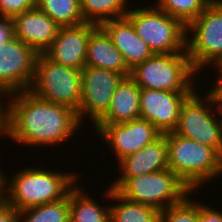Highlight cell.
<instances>
[{"label":"cell","mask_w":222,"mask_h":222,"mask_svg":"<svg viewBox=\"0 0 222 222\" xmlns=\"http://www.w3.org/2000/svg\"><path fill=\"white\" fill-rule=\"evenodd\" d=\"M193 92L140 88V118L149 121L162 134L174 131L180 108Z\"/></svg>","instance_id":"4fadbf2b"},{"label":"cell","mask_w":222,"mask_h":222,"mask_svg":"<svg viewBox=\"0 0 222 222\" xmlns=\"http://www.w3.org/2000/svg\"><path fill=\"white\" fill-rule=\"evenodd\" d=\"M0 222H18V211L4 199L0 201Z\"/></svg>","instance_id":"f546056e"},{"label":"cell","mask_w":222,"mask_h":222,"mask_svg":"<svg viewBox=\"0 0 222 222\" xmlns=\"http://www.w3.org/2000/svg\"><path fill=\"white\" fill-rule=\"evenodd\" d=\"M200 86L202 87L199 84L182 104L178 124L173 132L214 148L222 156V129L216 117L212 98L199 89Z\"/></svg>","instance_id":"9c48e42d"},{"label":"cell","mask_w":222,"mask_h":222,"mask_svg":"<svg viewBox=\"0 0 222 222\" xmlns=\"http://www.w3.org/2000/svg\"><path fill=\"white\" fill-rule=\"evenodd\" d=\"M149 3L147 7L130 6L126 13L136 34L153 54L185 52L187 27L152 4V0Z\"/></svg>","instance_id":"8992f818"},{"label":"cell","mask_w":222,"mask_h":222,"mask_svg":"<svg viewBox=\"0 0 222 222\" xmlns=\"http://www.w3.org/2000/svg\"><path fill=\"white\" fill-rule=\"evenodd\" d=\"M113 153L118 163L124 157L142 150L162 133L149 121L138 118L117 124H94L91 126Z\"/></svg>","instance_id":"7c38bea8"},{"label":"cell","mask_w":222,"mask_h":222,"mask_svg":"<svg viewBox=\"0 0 222 222\" xmlns=\"http://www.w3.org/2000/svg\"><path fill=\"white\" fill-rule=\"evenodd\" d=\"M165 137L168 145L169 169L191 191L197 192L195 194L199 195V189L202 191L204 185L221 177L222 156L214 148L179 136L173 131L165 133Z\"/></svg>","instance_id":"3957f363"},{"label":"cell","mask_w":222,"mask_h":222,"mask_svg":"<svg viewBox=\"0 0 222 222\" xmlns=\"http://www.w3.org/2000/svg\"><path fill=\"white\" fill-rule=\"evenodd\" d=\"M207 90L208 91L205 92L212 98V104L216 113V117L222 129V100H219L209 89Z\"/></svg>","instance_id":"1f68e13d"},{"label":"cell","mask_w":222,"mask_h":222,"mask_svg":"<svg viewBox=\"0 0 222 222\" xmlns=\"http://www.w3.org/2000/svg\"><path fill=\"white\" fill-rule=\"evenodd\" d=\"M110 202H112L110 222H159L161 211L148 205L129 201L111 187Z\"/></svg>","instance_id":"44dd1931"},{"label":"cell","mask_w":222,"mask_h":222,"mask_svg":"<svg viewBox=\"0 0 222 222\" xmlns=\"http://www.w3.org/2000/svg\"><path fill=\"white\" fill-rule=\"evenodd\" d=\"M198 200V222H222V210ZM213 207V208H212Z\"/></svg>","instance_id":"83f0119b"},{"label":"cell","mask_w":222,"mask_h":222,"mask_svg":"<svg viewBox=\"0 0 222 222\" xmlns=\"http://www.w3.org/2000/svg\"><path fill=\"white\" fill-rule=\"evenodd\" d=\"M213 72L215 70L216 73L213 74H217L215 75L214 78H216L217 80L215 82L212 83V85L208 88L219 100H222V64L217 65L215 67H213Z\"/></svg>","instance_id":"4dcf8cb0"},{"label":"cell","mask_w":222,"mask_h":222,"mask_svg":"<svg viewBox=\"0 0 222 222\" xmlns=\"http://www.w3.org/2000/svg\"><path fill=\"white\" fill-rule=\"evenodd\" d=\"M103 195L109 205H102L77 184L69 192L70 222H110V186ZM107 196V197H106Z\"/></svg>","instance_id":"ffe728a7"},{"label":"cell","mask_w":222,"mask_h":222,"mask_svg":"<svg viewBox=\"0 0 222 222\" xmlns=\"http://www.w3.org/2000/svg\"><path fill=\"white\" fill-rule=\"evenodd\" d=\"M100 26L121 52L130 70L153 55L148 45L136 34L132 23L126 17L104 21Z\"/></svg>","instance_id":"e0dca14e"},{"label":"cell","mask_w":222,"mask_h":222,"mask_svg":"<svg viewBox=\"0 0 222 222\" xmlns=\"http://www.w3.org/2000/svg\"><path fill=\"white\" fill-rule=\"evenodd\" d=\"M186 50L201 77L208 67L222 64V0H213L187 26Z\"/></svg>","instance_id":"52a82bcc"},{"label":"cell","mask_w":222,"mask_h":222,"mask_svg":"<svg viewBox=\"0 0 222 222\" xmlns=\"http://www.w3.org/2000/svg\"><path fill=\"white\" fill-rule=\"evenodd\" d=\"M18 222H70L69 193L62 200L18 211Z\"/></svg>","instance_id":"cb8c5ba5"},{"label":"cell","mask_w":222,"mask_h":222,"mask_svg":"<svg viewBox=\"0 0 222 222\" xmlns=\"http://www.w3.org/2000/svg\"><path fill=\"white\" fill-rule=\"evenodd\" d=\"M28 91L42 100L70 107L78 112L81 103V70L38 54Z\"/></svg>","instance_id":"ba28073f"},{"label":"cell","mask_w":222,"mask_h":222,"mask_svg":"<svg viewBox=\"0 0 222 222\" xmlns=\"http://www.w3.org/2000/svg\"><path fill=\"white\" fill-rule=\"evenodd\" d=\"M130 77L140 88L165 91H195L199 84L197 77L201 80L187 50L153 54L131 69Z\"/></svg>","instance_id":"277c9868"},{"label":"cell","mask_w":222,"mask_h":222,"mask_svg":"<svg viewBox=\"0 0 222 222\" xmlns=\"http://www.w3.org/2000/svg\"><path fill=\"white\" fill-rule=\"evenodd\" d=\"M34 6L35 0H0V16L13 19Z\"/></svg>","instance_id":"4316f807"},{"label":"cell","mask_w":222,"mask_h":222,"mask_svg":"<svg viewBox=\"0 0 222 222\" xmlns=\"http://www.w3.org/2000/svg\"><path fill=\"white\" fill-rule=\"evenodd\" d=\"M98 26L84 22L77 26L61 27L44 54L58 64L82 70L86 66L88 40Z\"/></svg>","instance_id":"5bb4252c"},{"label":"cell","mask_w":222,"mask_h":222,"mask_svg":"<svg viewBox=\"0 0 222 222\" xmlns=\"http://www.w3.org/2000/svg\"><path fill=\"white\" fill-rule=\"evenodd\" d=\"M13 23L14 36L38 54L44 53L51 46L61 28L36 5L15 16Z\"/></svg>","instance_id":"9a60e30c"},{"label":"cell","mask_w":222,"mask_h":222,"mask_svg":"<svg viewBox=\"0 0 222 222\" xmlns=\"http://www.w3.org/2000/svg\"><path fill=\"white\" fill-rule=\"evenodd\" d=\"M2 137V99L0 98V138ZM0 141H2L0 139Z\"/></svg>","instance_id":"836d02e7"},{"label":"cell","mask_w":222,"mask_h":222,"mask_svg":"<svg viewBox=\"0 0 222 222\" xmlns=\"http://www.w3.org/2000/svg\"><path fill=\"white\" fill-rule=\"evenodd\" d=\"M140 87L130 76L117 85L107 112L95 124H117L140 118Z\"/></svg>","instance_id":"ac0fdd59"},{"label":"cell","mask_w":222,"mask_h":222,"mask_svg":"<svg viewBox=\"0 0 222 222\" xmlns=\"http://www.w3.org/2000/svg\"><path fill=\"white\" fill-rule=\"evenodd\" d=\"M194 193L192 191L181 203L162 210L159 222H198L199 198L192 197L191 195L197 196Z\"/></svg>","instance_id":"484cf974"},{"label":"cell","mask_w":222,"mask_h":222,"mask_svg":"<svg viewBox=\"0 0 222 222\" xmlns=\"http://www.w3.org/2000/svg\"><path fill=\"white\" fill-rule=\"evenodd\" d=\"M213 0H155L153 3L186 27L195 20Z\"/></svg>","instance_id":"d4e9b609"},{"label":"cell","mask_w":222,"mask_h":222,"mask_svg":"<svg viewBox=\"0 0 222 222\" xmlns=\"http://www.w3.org/2000/svg\"><path fill=\"white\" fill-rule=\"evenodd\" d=\"M81 126L84 125L76 111L42 100L28 90L9 94L2 100L1 139L10 138L14 145L22 148H57L72 136L76 137Z\"/></svg>","instance_id":"6da1fadb"},{"label":"cell","mask_w":222,"mask_h":222,"mask_svg":"<svg viewBox=\"0 0 222 222\" xmlns=\"http://www.w3.org/2000/svg\"><path fill=\"white\" fill-rule=\"evenodd\" d=\"M123 75L103 68L85 66L81 70V103L77 116L81 124L93 126L108 110ZM87 117V118H86Z\"/></svg>","instance_id":"30bf717a"},{"label":"cell","mask_w":222,"mask_h":222,"mask_svg":"<svg viewBox=\"0 0 222 222\" xmlns=\"http://www.w3.org/2000/svg\"><path fill=\"white\" fill-rule=\"evenodd\" d=\"M117 165L120 172L117 178H134L168 169V145L165 133L142 150L124 157Z\"/></svg>","instance_id":"2e32d148"},{"label":"cell","mask_w":222,"mask_h":222,"mask_svg":"<svg viewBox=\"0 0 222 222\" xmlns=\"http://www.w3.org/2000/svg\"><path fill=\"white\" fill-rule=\"evenodd\" d=\"M44 167V168H43ZM23 167L12 176L3 172V199L17 211L64 199L79 183V173L58 168ZM79 177V178H78Z\"/></svg>","instance_id":"7a4b0ae2"},{"label":"cell","mask_w":222,"mask_h":222,"mask_svg":"<svg viewBox=\"0 0 222 222\" xmlns=\"http://www.w3.org/2000/svg\"><path fill=\"white\" fill-rule=\"evenodd\" d=\"M111 183L109 186L123 198L159 211L181 203L192 192L169 168L134 178L115 177Z\"/></svg>","instance_id":"5b68a950"},{"label":"cell","mask_w":222,"mask_h":222,"mask_svg":"<svg viewBox=\"0 0 222 222\" xmlns=\"http://www.w3.org/2000/svg\"><path fill=\"white\" fill-rule=\"evenodd\" d=\"M38 53L15 36L0 44V98L31 85Z\"/></svg>","instance_id":"8fae6325"},{"label":"cell","mask_w":222,"mask_h":222,"mask_svg":"<svg viewBox=\"0 0 222 222\" xmlns=\"http://www.w3.org/2000/svg\"><path fill=\"white\" fill-rule=\"evenodd\" d=\"M86 66L114 71L124 77L130 76L131 71L121 52L100 25L91 33L88 40Z\"/></svg>","instance_id":"d6986e66"},{"label":"cell","mask_w":222,"mask_h":222,"mask_svg":"<svg viewBox=\"0 0 222 222\" xmlns=\"http://www.w3.org/2000/svg\"><path fill=\"white\" fill-rule=\"evenodd\" d=\"M85 22L101 25L104 21L126 16L131 0H79ZM130 4V5H129Z\"/></svg>","instance_id":"7402d4cb"},{"label":"cell","mask_w":222,"mask_h":222,"mask_svg":"<svg viewBox=\"0 0 222 222\" xmlns=\"http://www.w3.org/2000/svg\"><path fill=\"white\" fill-rule=\"evenodd\" d=\"M35 5L60 27L84 23L79 0H35Z\"/></svg>","instance_id":"603a6c76"},{"label":"cell","mask_w":222,"mask_h":222,"mask_svg":"<svg viewBox=\"0 0 222 222\" xmlns=\"http://www.w3.org/2000/svg\"><path fill=\"white\" fill-rule=\"evenodd\" d=\"M14 37L13 19L0 16V44L10 41Z\"/></svg>","instance_id":"f1b7e54d"},{"label":"cell","mask_w":222,"mask_h":222,"mask_svg":"<svg viewBox=\"0 0 222 222\" xmlns=\"http://www.w3.org/2000/svg\"><path fill=\"white\" fill-rule=\"evenodd\" d=\"M0 163H1V161H0ZM3 172H4V169H3V167L1 168V166H0V201L3 199Z\"/></svg>","instance_id":"d6a6232c"}]
</instances>
